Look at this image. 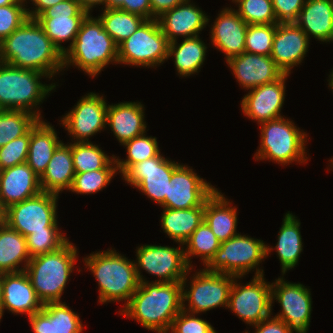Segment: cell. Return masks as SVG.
Masks as SVG:
<instances>
[{"instance_id":"1","label":"cell","mask_w":333,"mask_h":333,"mask_svg":"<svg viewBox=\"0 0 333 333\" xmlns=\"http://www.w3.org/2000/svg\"><path fill=\"white\" fill-rule=\"evenodd\" d=\"M2 63L52 77L64 69V54L36 19H28L2 41Z\"/></svg>"},{"instance_id":"2","label":"cell","mask_w":333,"mask_h":333,"mask_svg":"<svg viewBox=\"0 0 333 333\" xmlns=\"http://www.w3.org/2000/svg\"><path fill=\"white\" fill-rule=\"evenodd\" d=\"M183 309L182 282L140 283L119 313L157 333H168L173 319Z\"/></svg>"},{"instance_id":"3","label":"cell","mask_w":333,"mask_h":333,"mask_svg":"<svg viewBox=\"0 0 333 333\" xmlns=\"http://www.w3.org/2000/svg\"><path fill=\"white\" fill-rule=\"evenodd\" d=\"M85 266L94 275L99 286V303L126 301L140 285L135 263L116 250L93 252L83 258Z\"/></svg>"},{"instance_id":"4","label":"cell","mask_w":333,"mask_h":333,"mask_svg":"<svg viewBox=\"0 0 333 333\" xmlns=\"http://www.w3.org/2000/svg\"><path fill=\"white\" fill-rule=\"evenodd\" d=\"M109 63H118V45L103 29L99 18L88 14L73 45L64 53V68L74 65L95 77Z\"/></svg>"},{"instance_id":"5","label":"cell","mask_w":333,"mask_h":333,"mask_svg":"<svg viewBox=\"0 0 333 333\" xmlns=\"http://www.w3.org/2000/svg\"><path fill=\"white\" fill-rule=\"evenodd\" d=\"M78 257L76 246L68 241L60 249L32 257L25 272L43 304L61 302L74 264Z\"/></svg>"},{"instance_id":"6","label":"cell","mask_w":333,"mask_h":333,"mask_svg":"<svg viewBox=\"0 0 333 333\" xmlns=\"http://www.w3.org/2000/svg\"><path fill=\"white\" fill-rule=\"evenodd\" d=\"M43 77L49 78L35 70L0 63V110H22L41 120L38 105L56 89V83L43 84Z\"/></svg>"},{"instance_id":"7","label":"cell","mask_w":333,"mask_h":333,"mask_svg":"<svg viewBox=\"0 0 333 333\" xmlns=\"http://www.w3.org/2000/svg\"><path fill=\"white\" fill-rule=\"evenodd\" d=\"M261 142L255 160H270L282 166L292 162L307 163V134L288 118H277L260 124ZM306 152V153H305Z\"/></svg>"},{"instance_id":"8","label":"cell","mask_w":333,"mask_h":333,"mask_svg":"<svg viewBox=\"0 0 333 333\" xmlns=\"http://www.w3.org/2000/svg\"><path fill=\"white\" fill-rule=\"evenodd\" d=\"M273 247L268 246L260 239L238 234L220 244L214 257L205 266L207 272L229 274L244 277L252 269L256 270L254 276L264 275L260 263L268 257Z\"/></svg>"},{"instance_id":"9","label":"cell","mask_w":333,"mask_h":333,"mask_svg":"<svg viewBox=\"0 0 333 333\" xmlns=\"http://www.w3.org/2000/svg\"><path fill=\"white\" fill-rule=\"evenodd\" d=\"M169 41L157 19L145 20L118 45V64L157 67L169 59Z\"/></svg>"},{"instance_id":"10","label":"cell","mask_w":333,"mask_h":333,"mask_svg":"<svg viewBox=\"0 0 333 333\" xmlns=\"http://www.w3.org/2000/svg\"><path fill=\"white\" fill-rule=\"evenodd\" d=\"M192 269H189L182 281L183 310L197 315L219 306L227 308L230 289L236 276L202 269L192 276L189 290L186 283ZM185 301H188L187 305Z\"/></svg>"},{"instance_id":"11","label":"cell","mask_w":333,"mask_h":333,"mask_svg":"<svg viewBox=\"0 0 333 333\" xmlns=\"http://www.w3.org/2000/svg\"><path fill=\"white\" fill-rule=\"evenodd\" d=\"M58 196L41 192L35 197L10 205L3 211V222L24 237L33 232L46 231V227H58Z\"/></svg>"},{"instance_id":"12","label":"cell","mask_w":333,"mask_h":333,"mask_svg":"<svg viewBox=\"0 0 333 333\" xmlns=\"http://www.w3.org/2000/svg\"><path fill=\"white\" fill-rule=\"evenodd\" d=\"M240 278L242 277H235L233 280L227 309L253 327L273 315L272 287L266 282L264 275L254 276L245 285L237 281Z\"/></svg>"},{"instance_id":"13","label":"cell","mask_w":333,"mask_h":333,"mask_svg":"<svg viewBox=\"0 0 333 333\" xmlns=\"http://www.w3.org/2000/svg\"><path fill=\"white\" fill-rule=\"evenodd\" d=\"M183 248L149 244L138 247L134 263L140 283L147 282L140 269L158 277L155 282H182L190 269Z\"/></svg>"},{"instance_id":"14","label":"cell","mask_w":333,"mask_h":333,"mask_svg":"<svg viewBox=\"0 0 333 333\" xmlns=\"http://www.w3.org/2000/svg\"><path fill=\"white\" fill-rule=\"evenodd\" d=\"M179 165L180 163L163 157L160 152L153 158L131 165L122 174V179L159 204L161 208H165L169 182L173 171Z\"/></svg>"},{"instance_id":"15","label":"cell","mask_w":333,"mask_h":333,"mask_svg":"<svg viewBox=\"0 0 333 333\" xmlns=\"http://www.w3.org/2000/svg\"><path fill=\"white\" fill-rule=\"evenodd\" d=\"M283 276L271 283L272 306L274 300L281 306V312L274 317L285 322L293 333H307L312 313L310 289L301 283L287 282Z\"/></svg>"},{"instance_id":"16","label":"cell","mask_w":333,"mask_h":333,"mask_svg":"<svg viewBox=\"0 0 333 333\" xmlns=\"http://www.w3.org/2000/svg\"><path fill=\"white\" fill-rule=\"evenodd\" d=\"M103 97L98 93H88L60 119V124L74 140L72 142H89V137L107 127L108 105Z\"/></svg>"},{"instance_id":"17","label":"cell","mask_w":333,"mask_h":333,"mask_svg":"<svg viewBox=\"0 0 333 333\" xmlns=\"http://www.w3.org/2000/svg\"><path fill=\"white\" fill-rule=\"evenodd\" d=\"M88 14L77 0H64L45 10L36 21L64 54L73 45L81 23ZM64 41H70L68 48L61 45Z\"/></svg>"},{"instance_id":"18","label":"cell","mask_w":333,"mask_h":333,"mask_svg":"<svg viewBox=\"0 0 333 333\" xmlns=\"http://www.w3.org/2000/svg\"><path fill=\"white\" fill-rule=\"evenodd\" d=\"M190 166L180 164L172 173L165 208L190 209L200 207L216 190Z\"/></svg>"},{"instance_id":"19","label":"cell","mask_w":333,"mask_h":333,"mask_svg":"<svg viewBox=\"0 0 333 333\" xmlns=\"http://www.w3.org/2000/svg\"><path fill=\"white\" fill-rule=\"evenodd\" d=\"M287 77L289 74L284 73L273 82L249 90L241 101L244 115L259 125L283 117L280 112L285 101Z\"/></svg>"},{"instance_id":"20","label":"cell","mask_w":333,"mask_h":333,"mask_svg":"<svg viewBox=\"0 0 333 333\" xmlns=\"http://www.w3.org/2000/svg\"><path fill=\"white\" fill-rule=\"evenodd\" d=\"M310 39L295 23H278L273 39L271 58L285 74L301 64L308 52Z\"/></svg>"},{"instance_id":"21","label":"cell","mask_w":333,"mask_h":333,"mask_svg":"<svg viewBox=\"0 0 333 333\" xmlns=\"http://www.w3.org/2000/svg\"><path fill=\"white\" fill-rule=\"evenodd\" d=\"M226 62L236 81L247 90L273 82L284 74L271 56L243 52Z\"/></svg>"},{"instance_id":"22","label":"cell","mask_w":333,"mask_h":333,"mask_svg":"<svg viewBox=\"0 0 333 333\" xmlns=\"http://www.w3.org/2000/svg\"><path fill=\"white\" fill-rule=\"evenodd\" d=\"M25 271L5 274L2 286L0 321L5 310L12 314H27L28 317L43 309Z\"/></svg>"},{"instance_id":"23","label":"cell","mask_w":333,"mask_h":333,"mask_svg":"<svg viewBox=\"0 0 333 333\" xmlns=\"http://www.w3.org/2000/svg\"><path fill=\"white\" fill-rule=\"evenodd\" d=\"M42 192L40 177L27 163L0 170V210Z\"/></svg>"},{"instance_id":"24","label":"cell","mask_w":333,"mask_h":333,"mask_svg":"<svg viewBox=\"0 0 333 333\" xmlns=\"http://www.w3.org/2000/svg\"><path fill=\"white\" fill-rule=\"evenodd\" d=\"M211 27V43L225 55V60L245 52L248 24L233 8H224Z\"/></svg>"},{"instance_id":"25","label":"cell","mask_w":333,"mask_h":333,"mask_svg":"<svg viewBox=\"0 0 333 333\" xmlns=\"http://www.w3.org/2000/svg\"><path fill=\"white\" fill-rule=\"evenodd\" d=\"M190 2L191 0H186L157 18L169 42L177 40V36L183 38L199 36L200 31L209 23L210 19L206 13Z\"/></svg>"},{"instance_id":"26","label":"cell","mask_w":333,"mask_h":333,"mask_svg":"<svg viewBox=\"0 0 333 333\" xmlns=\"http://www.w3.org/2000/svg\"><path fill=\"white\" fill-rule=\"evenodd\" d=\"M79 317L65 302H48L29 321L34 333H82Z\"/></svg>"},{"instance_id":"27","label":"cell","mask_w":333,"mask_h":333,"mask_svg":"<svg viewBox=\"0 0 333 333\" xmlns=\"http://www.w3.org/2000/svg\"><path fill=\"white\" fill-rule=\"evenodd\" d=\"M144 105L141 102H120L107 107V126L123 145L146 133Z\"/></svg>"},{"instance_id":"28","label":"cell","mask_w":333,"mask_h":333,"mask_svg":"<svg viewBox=\"0 0 333 333\" xmlns=\"http://www.w3.org/2000/svg\"><path fill=\"white\" fill-rule=\"evenodd\" d=\"M295 23L309 39L333 42V0H306Z\"/></svg>"},{"instance_id":"29","label":"cell","mask_w":333,"mask_h":333,"mask_svg":"<svg viewBox=\"0 0 333 333\" xmlns=\"http://www.w3.org/2000/svg\"><path fill=\"white\" fill-rule=\"evenodd\" d=\"M231 204L217 189L204 202V221L221 243L239 234L237 208Z\"/></svg>"},{"instance_id":"30","label":"cell","mask_w":333,"mask_h":333,"mask_svg":"<svg viewBox=\"0 0 333 333\" xmlns=\"http://www.w3.org/2000/svg\"><path fill=\"white\" fill-rule=\"evenodd\" d=\"M75 169L71 153V142H63L54 151L46 171L40 177L42 192L59 195L63 190H70Z\"/></svg>"},{"instance_id":"31","label":"cell","mask_w":333,"mask_h":333,"mask_svg":"<svg viewBox=\"0 0 333 333\" xmlns=\"http://www.w3.org/2000/svg\"><path fill=\"white\" fill-rule=\"evenodd\" d=\"M58 139L54 126L43 119L38 120L30 129V144L26 163L39 177L46 171L54 151L62 143Z\"/></svg>"},{"instance_id":"32","label":"cell","mask_w":333,"mask_h":333,"mask_svg":"<svg viewBox=\"0 0 333 333\" xmlns=\"http://www.w3.org/2000/svg\"><path fill=\"white\" fill-rule=\"evenodd\" d=\"M278 233V242L275 246L277 257L281 263L282 275L296 267L303 251L300 220L290 211L285 214Z\"/></svg>"},{"instance_id":"33","label":"cell","mask_w":333,"mask_h":333,"mask_svg":"<svg viewBox=\"0 0 333 333\" xmlns=\"http://www.w3.org/2000/svg\"><path fill=\"white\" fill-rule=\"evenodd\" d=\"M30 259L26 237L3 222L0 225V271L5 274L22 272ZM22 264L24 266L19 268Z\"/></svg>"},{"instance_id":"34","label":"cell","mask_w":333,"mask_h":333,"mask_svg":"<svg viewBox=\"0 0 333 333\" xmlns=\"http://www.w3.org/2000/svg\"><path fill=\"white\" fill-rule=\"evenodd\" d=\"M161 225L165 234L180 246L191 236L193 231L204 221V203L190 209L163 208Z\"/></svg>"},{"instance_id":"35","label":"cell","mask_w":333,"mask_h":333,"mask_svg":"<svg viewBox=\"0 0 333 333\" xmlns=\"http://www.w3.org/2000/svg\"><path fill=\"white\" fill-rule=\"evenodd\" d=\"M206 52L207 45L199 36L185 38L180 44L177 40L169 42L168 57L172 56L180 77L198 73L204 64Z\"/></svg>"},{"instance_id":"36","label":"cell","mask_w":333,"mask_h":333,"mask_svg":"<svg viewBox=\"0 0 333 333\" xmlns=\"http://www.w3.org/2000/svg\"><path fill=\"white\" fill-rule=\"evenodd\" d=\"M102 14L98 16L103 25V29L119 45L131 36L146 20L142 16L125 12L121 9L101 8Z\"/></svg>"},{"instance_id":"37","label":"cell","mask_w":333,"mask_h":333,"mask_svg":"<svg viewBox=\"0 0 333 333\" xmlns=\"http://www.w3.org/2000/svg\"><path fill=\"white\" fill-rule=\"evenodd\" d=\"M221 242L212 232L208 224L203 221L191 234V236L184 242L185 258L190 268L191 257H200L203 262V266H206L210 260L214 257L216 251L219 249ZM191 261V262H190Z\"/></svg>"},{"instance_id":"38","label":"cell","mask_w":333,"mask_h":333,"mask_svg":"<svg viewBox=\"0 0 333 333\" xmlns=\"http://www.w3.org/2000/svg\"><path fill=\"white\" fill-rule=\"evenodd\" d=\"M71 153L76 173L104 169L115 157H109L91 141L71 143Z\"/></svg>"},{"instance_id":"39","label":"cell","mask_w":333,"mask_h":333,"mask_svg":"<svg viewBox=\"0 0 333 333\" xmlns=\"http://www.w3.org/2000/svg\"><path fill=\"white\" fill-rule=\"evenodd\" d=\"M39 119L22 110H0V147L25 135Z\"/></svg>"},{"instance_id":"40","label":"cell","mask_w":333,"mask_h":333,"mask_svg":"<svg viewBox=\"0 0 333 333\" xmlns=\"http://www.w3.org/2000/svg\"><path fill=\"white\" fill-rule=\"evenodd\" d=\"M127 149V159H118L115 157L117 171L121 175L131 166L144 160L153 158L160 153L156 137L147 136L143 133L140 136L127 141L123 144Z\"/></svg>"},{"instance_id":"41","label":"cell","mask_w":333,"mask_h":333,"mask_svg":"<svg viewBox=\"0 0 333 333\" xmlns=\"http://www.w3.org/2000/svg\"><path fill=\"white\" fill-rule=\"evenodd\" d=\"M117 172V165L114 157L104 169L75 173L69 191L77 194H94L105 188Z\"/></svg>"},{"instance_id":"42","label":"cell","mask_w":333,"mask_h":333,"mask_svg":"<svg viewBox=\"0 0 333 333\" xmlns=\"http://www.w3.org/2000/svg\"><path fill=\"white\" fill-rule=\"evenodd\" d=\"M238 15L248 25L278 24L272 0H232Z\"/></svg>"},{"instance_id":"43","label":"cell","mask_w":333,"mask_h":333,"mask_svg":"<svg viewBox=\"0 0 333 333\" xmlns=\"http://www.w3.org/2000/svg\"><path fill=\"white\" fill-rule=\"evenodd\" d=\"M69 239L58 227H46V231L33 232L26 237L30 257L54 252L63 247Z\"/></svg>"},{"instance_id":"44","label":"cell","mask_w":333,"mask_h":333,"mask_svg":"<svg viewBox=\"0 0 333 333\" xmlns=\"http://www.w3.org/2000/svg\"><path fill=\"white\" fill-rule=\"evenodd\" d=\"M276 25H248L245 37V52L271 56Z\"/></svg>"},{"instance_id":"45","label":"cell","mask_w":333,"mask_h":333,"mask_svg":"<svg viewBox=\"0 0 333 333\" xmlns=\"http://www.w3.org/2000/svg\"><path fill=\"white\" fill-rule=\"evenodd\" d=\"M26 0H17L14 4L0 7V39L3 41L19 28L29 17Z\"/></svg>"},{"instance_id":"46","label":"cell","mask_w":333,"mask_h":333,"mask_svg":"<svg viewBox=\"0 0 333 333\" xmlns=\"http://www.w3.org/2000/svg\"><path fill=\"white\" fill-rule=\"evenodd\" d=\"M29 144L30 130L25 135L15 138L3 147H0V170L26 163Z\"/></svg>"},{"instance_id":"47","label":"cell","mask_w":333,"mask_h":333,"mask_svg":"<svg viewBox=\"0 0 333 333\" xmlns=\"http://www.w3.org/2000/svg\"><path fill=\"white\" fill-rule=\"evenodd\" d=\"M195 315L182 309L173 319L169 333H216L209 322Z\"/></svg>"},{"instance_id":"48","label":"cell","mask_w":333,"mask_h":333,"mask_svg":"<svg viewBox=\"0 0 333 333\" xmlns=\"http://www.w3.org/2000/svg\"><path fill=\"white\" fill-rule=\"evenodd\" d=\"M306 0H272L277 23L296 22Z\"/></svg>"},{"instance_id":"49","label":"cell","mask_w":333,"mask_h":333,"mask_svg":"<svg viewBox=\"0 0 333 333\" xmlns=\"http://www.w3.org/2000/svg\"><path fill=\"white\" fill-rule=\"evenodd\" d=\"M105 8H119L125 12L142 16L146 20L152 19L150 0H105Z\"/></svg>"},{"instance_id":"50","label":"cell","mask_w":333,"mask_h":333,"mask_svg":"<svg viewBox=\"0 0 333 333\" xmlns=\"http://www.w3.org/2000/svg\"><path fill=\"white\" fill-rule=\"evenodd\" d=\"M256 329L254 333H293L287 324L276 317H268L254 325ZM245 333H250L245 331Z\"/></svg>"},{"instance_id":"51","label":"cell","mask_w":333,"mask_h":333,"mask_svg":"<svg viewBox=\"0 0 333 333\" xmlns=\"http://www.w3.org/2000/svg\"><path fill=\"white\" fill-rule=\"evenodd\" d=\"M186 0H150L152 19H157L166 11L173 9Z\"/></svg>"},{"instance_id":"52","label":"cell","mask_w":333,"mask_h":333,"mask_svg":"<svg viewBox=\"0 0 333 333\" xmlns=\"http://www.w3.org/2000/svg\"><path fill=\"white\" fill-rule=\"evenodd\" d=\"M30 1L32 2L33 6H35V8L33 7V10L27 8V14L30 19H36L45 10L64 0H30Z\"/></svg>"},{"instance_id":"53","label":"cell","mask_w":333,"mask_h":333,"mask_svg":"<svg viewBox=\"0 0 333 333\" xmlns=\"http://www.w3.org/2000/svg\"><path fill=\"white\" fill-rule=\"evenodd\" d=\"M81 7L87 11L89 14L90 11L93 9V7H96L95 5H104L103 8H105V0H77Z\"/></svg>"},{"instance_id":"54","label":"cell","mask_w":333,"mask_h":333,"mask_svg":"<svg viewBox=\"0 0 333 333\" xmlns=\"http://www.w3.org/2000/svg\"><path fill=\"white\" fill-rule=\"evenodd\" d=\"M4 277H5V273L0 271V305H1V300H2V286H3Z\"/></svg>"},{"instance_id":"55","label":"cell","mask_w":333,"mask_h":333,"mask_svg":"<svg viewBox=\"0 0 333 333\" xmlns=\"http://www.w3.org/2000/svg\"><path fill=\"white\" fill-rule=\"evenodd\" d=\"M17 0H0V7L14 4Z\"/></svg>"},{"instance_id":"56","label":"cell","mask_w":333,"mask_h":333,"mask_svg":"<svg viewBox=\"0 0 333 333\" xmlns=\"http://www.w3.org/2000/svg\"><path fill=\"white\" fill-rule=\"evenodd\" d=\"M329 83H328V87L331 88L332 92H333V70L331 71L330 75H329V79H328Z\"/></svg>"},{"instance_id":"57","label":"cell","mask_w":333,"mask_h":333,"mask_svg":"<svg viewBox=\"0 0 333 333\" xmlns=\"http://www.w3.org/2000/svg\"><path fill=\"white\" fill-rule=\"evenodd\" d=\"M0 63H2V40L0 39Z\"/></svg>"},{"instance_id":"58","label":"cell","mask_w":333,"mask_h":333,"mask_svg":"<svg viewBox=\"0 0 333 333\" xmlns=\"http://www.w3.org/2000/svg\"><path fill=\"white\" fill-rule=\"evenodd\" d=\"M3 223V212H0V225Z\"/></svg>"},{"instance_id":"59","label":"cell","mask_w":333,"mask_h":333,"mask_svg":"<svg viewBox=\"0 0 333 333\" xmlns=\"http://www.w3.org/2000/svg\"><path fill=\"white\" fill-rule=\"evenodd\" d=\"M329 161H331L330 163H331V167L333 168V158H331Z\"/></svg>"}]
</instances>
